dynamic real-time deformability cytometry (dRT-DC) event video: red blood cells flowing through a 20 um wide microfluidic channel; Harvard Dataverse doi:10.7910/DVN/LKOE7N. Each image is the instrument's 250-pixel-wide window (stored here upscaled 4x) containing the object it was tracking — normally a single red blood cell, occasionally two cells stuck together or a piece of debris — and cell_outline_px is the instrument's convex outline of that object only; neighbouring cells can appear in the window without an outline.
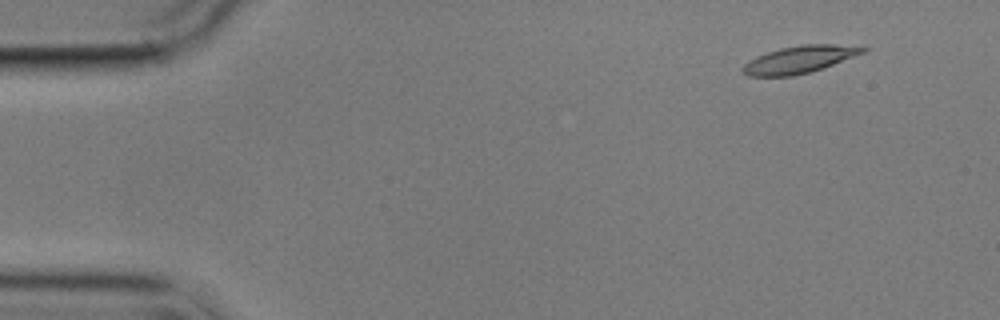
{"species": "common noctule bat (a hibernating species)", "species_latin": "Nyctalus noctula", "temperature_condition": "cold", "stored_images_in_passage": 7, "camera_frame_rate_fps": 3000, "um_per_image_px": 0.085, "animal": {"sex": "male", "body_mass_g": 17.9}, "frame": {"image": 1, "passage_image": 2, "time_ms": 1.0, "image_size_px": [1000, 320], "cell_outline_px": [[868, 48], [864, 52], [824, 68], [792, 76], [748, 76], [740, 72], [740, 68], [748, 60], [756, 56], [780, 48], [800, 44], [832, 44]], "centroid_in_image_um": [67.87, 5.06], "position_along_channel_um": 17.1, "area_um2": 19.02}}
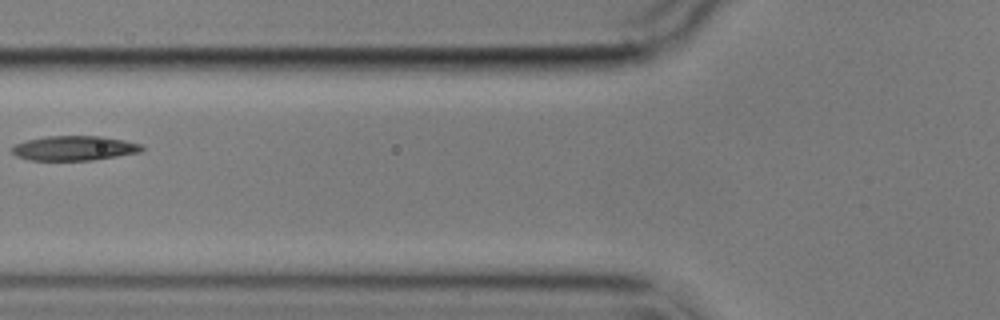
{"frame": {"image": 2, "passage_image": 6, "time_ms": 6.667, "image_size_px": [1000, 320], "cell_outline_px": [[144, 148], [140, 152], [92, 160], [28, 160], [16, 156], [12, 152], [12, 148], [16, 144], [28, 140], [44, 136], [104, 136], [144, 144]], "centroid_in_image_um": [6.34, 12.59], "position_along_channel_um": 119.5, "area_um2": 18.67}}
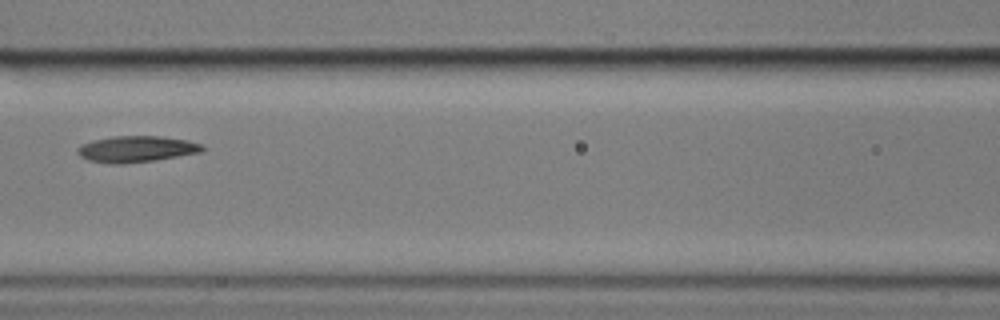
{"frame": {"image": 3, "passage_image": 7, "time_ms": 7.667, "image_size_px": [1000, 320], "cell_outline_px": [[204, 148], [200, 152], [156, 160], [124, 164], [108, 164], [88, 160], [80, 156], [76, 152], [76, 148], [80, 144], [92, 140], [112, 136], [160, 136], [188, 140], [200, 144]], "centroid_in_image_um": [11.52, 12.67], "position_along_channel_um": 155.1, "area_um2": 19.25}}